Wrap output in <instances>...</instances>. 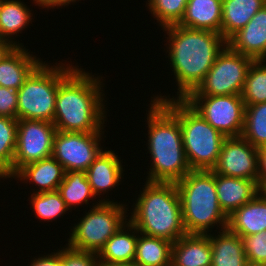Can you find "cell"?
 Masks as SVG:
<instances>
[{"mask_svg": "<svg viewBox=\"0 0 266 266\" xmlns=\"http://www.w3.org/2000/svg\"><path fill=\"white\" fill-rule=\"evenodd\" d=\"M172 242L138 232L133 263L141 266H171Z\"/></svg>", "mask_w": 266, "mask_h": 266, "instance_id": "26", "label": "cell"}, {"mask_svg": "<svg viewBox=\"0 0 266 266\" xmlns=\"http://www.w3.org/2000/svg\"><path fill=\"white\" fill-rule=\"evenodd\" d=\"M17 90L0 86V116L17 119Z\"/></svg>", "mask_w": 266, "mask_h": 266, "instance_id": "35", "label": "cell"}, {"mask_svg": "<svg viewBox=\"0 0 266 266\" xmlns=\"http://www.w3.org/2000/svg\"><path fill=\"white\" fill-rule=\"evenodd\" d=\"M146 6L161 28L178 24L184 16L188 0H147Z\"/></svg>", "mask_w": 266, "mask_h": 266, "instance_id": "32", "label": "cell"}, {"mask_svg": "<svg viewBox=\"0 0 266 266\" xmlns=\"http://www.w3.org/2000/svg\"><path fill=\"white\" fill-rule=\"evenodd\" d=\"M227 228L240 237L266 230V193L260 191L252 200L228 216Z\"/></svg>", "mask_w": 266, "mask_h": 266, "instance_id": "19", "label": "cell"}, {"mask_svg": "<svg viewBox=\"0 0 266 266\" xmlns=\"http://www.w3.org/2000/svg\"><path fill=\"white\" fill-rule=\"evenodd\" d=\"M58 191L70 212L72 209L74 210V207L82 204L88 205L89 200L97 198L92 191L85 171L66 172Z\"/></svg>", "mask_w": 266, "mask_h": 266, "instance_id": "27", "label": "cell"}, {"mask_svg": "<svg viewBox=\"0 0 266 266\" xmlns=\"http://www.w3.org/2000/svg\"><path fill=\"white\" fill-rule=\"evenodd\" d=\"M34 2V4H36L35 6H39V7H43L44 8H47V9H55V7L59 8L62 6L66 7L68 6L69 4L71 5V3H74L77 1V0H32ZM79 1V0H78Z\"/></svg>", "mask_w": 266, "mask_h": 266, "instance_id": "38", "label": "cell"}, {"mask_svg": "<svg viewBox=\"0 0 266 266\" xmlns=\"http://www.w3.org/2000/svg\"><path fill=\"white\" fill-rule=\"evenodd\" d=\"M253 61L251 57L237 53L226 45L216 57L203 81L189 95L241 94Z\"/></svg>", "mask_w": 266, "mask_h": 266, "instance_id": "9", "label": "cell"}, {"mask_svg": "<svg viewBox=\"0 0 266 266\" xmlns=\"http://www.w3.org/2000/svg\"><path fill=\"white\" fill-rule=\"evenodd\" d=\"M60 248L62 266H101L95 253L76 250L67 245Z\"/></svg>", "mask_w": 266, "mask_h": 266, "instance_id": "34", "label": "cell"}, {"mask_svg": "<svg viewBox=\"0 0 266 266\" xmlns=\"http://www.w3.org/2000/svg\"><path fill=\"white\" fill-rule=\"evenodd\" d=\"M176 187L187 234L207 235L214 226L227 228L228 217L220 208L212 170H191Z\"/></svg>", "mask_w": 266, "mask_h": 266, "instance_id": "5", "label": "cell"}, {"mask_svg": "<svg viewBox=\"0 0 266 266\" xmlns=\"http://www.w3.org/2000/svg\"><path fill=\"white\" fill-rule=\"evenodd\" d=\"M222 0H188L178 25L221 34Z\"/></svg>", "mask_w": 266, "mask_h": 266, "instance_id": "22", "label": "cell"}, {"mask_svg": "<svg viewBox=\"0 0 266 266\" xmlns=\"http://www.w3.org/2000/svg\"><path fill=\"white\" fill-rule=\"evenodd\" d=\"M208 235L186 234L172 243L171 266H211Z\"/></svg>", "mask_w": 266, "mask_h": 266, "instance_id": "21", "label": "cell"}, {"mask_svg": "<svg viewBox=\"0 0 266 266\" xmlns=\"http://www.w3.org/2000/svg\"><path fill=\"white\" fill-rule=\"evenodd\" d=\"M15 47L11 42L0 38V61Z\"/></svg>", "mask_w": 266, "mask_h": 266, "instance_id": "39", "label": "cell"}, {"mask_svg": "<svg viewBox=\"0 0 266 266\" xmlns=\"http://www.w3.org/2000/svg\"><path fill=\"white\" fill-rule=\"evenodd\" d=\"M207 235L212 248L211 266H247L243 241L239 235L228 228L220 230L217 235Z\"/></svg>", "mask_w": 266, "mask_h": 266, "instance_id": "23", "label": "cell"}, {"mask_svg": "<svg viewBox=\"0 0 266 266\" xmlns=\"http://www.w3.org/2000/svg\"><path fill=\"white\" fill-rule=\"evenodd\" d=\"M21 0H1L0 2V38L5 39L15 46H24L23 43L14 41L24 29L32 24V10ZM20 32V33H19ZM18 33V34H17ZM15 38H12L14 37Z\"/></svg>", "mask_w": 266, "mask_h": 266, "instance_id": "25", "label": "cell"}, {"mask_svg": "<svg viewBox=\"0 0 266 266\" xmlns=\"http://www.w3.org/2000/svg\"><path fill=\"white\" fill-rule=\"evenodd\" d=\"M247 266H266V264H252V263H248Z\"/></svg>", "mask_w": 266, "mask_h": 266, "instance_id": "40", "label": "cell"}, {"mask_svg": "<svg viewBox=\"0 0 266 266\" xmlns=\"http://www.w3.org/2000/svg\"><path fill=\"white\" fill-rule=\"evenodd\" d=\"M215 184L220 208L227 217L261 191L259 185L253 180L228 177L216 173Z\"/></svg>", "mask_w": 266, "mask_h": 266, "instance_id": "16", "label": "cell"}, {"mask_svg": "<svg viewBox=\"0 0 266 266\" xmlns=\"http://www.w3.org/2000/svg\"><path fill=\"white\" fill-rule=\"evenodd\" d=\"M184 100L226 138L242 135L245 104L241 94L188 95Z\"/></svg>", "mask_w": 266, "mask_h": 266, "instance_id": "10", "label": "cell"}, {"mask_svg": "<svg viewBox=\"0 0 266 266\" xmlns=\"http://www.w3.org/2000/svg\"><path fill=\"white\" fill-rule=\"evenodd\" d=\"M105 132L56 131L52 157L69 171H86L104 150L101 141Z\"/></svg>", "mask_w": 266, "mask_h": 266, "instance_id": "11", "label": "cell"}, {"mask_svg": "<svg viewBox=\"0 0 266 266\" xmlns=\"http://www.w3.org/2000/svg\"><path fill=\"white\" fill-rule=\"evenodd\" d=\"M56 131L49 121L18 120L13 176L23 166L52 156Z\"/></svg>", "mask_w": 266, "mask_h": 266, "instance_id": "12", "label": "cell"}, {"mask_svg": "<svg viewBox=\"0 0 266 266\" xmlns=\"http://www.w3.org/2000/svg\"><path fill=\"white\" fill-rule=\"evenodd\" d=\"M143 184L128 221L139 233L172 243L186 235L176 183L145 181Z\"/></svg>", "mask_w": 266, "mask_h": 266, "instance_id": "4", "label": "cell"}, {"mask_svg": "<svg viewBox=\"0 0 266 266\" xmlns=\"http://www.w3.org/2000/svg\"><path fill=\"white\" fill-rule=\"evenodd\" d=\"M101 78L76 66L59 83L53 119L57 131L105 132L107 111Z\"/></svg>", "mask_w": 266, "mask_h": 266, "instance_id": "2", "label": "cell"}, {"mask_svg": "<svg viewBox=\"0 0 266 266\" xmlns=\"http://www.w3.org/2000/svg\"><path fill=\"white\" fill-rule=\"evenodd\" d=\"M121 162L114 151L104 149L85 171L95 196L100 198L120 185L125 172Z\"/></svg>", "mask_w": 266, "mask_h": 266, "instance_id": "15", "label": "cell"}, {"mask_svg": "<svg viewBox=\"0 0 266 266\" xmlns=\"http://www.w3.org/2000/svg\"><path fill=\"white\" fill-rule=\"evenodd\" d=\"M241 97L245 105L266 102V64L264 61L254 60L251 63Z\"/></svg>", "mask_w": 266, "mask_h": 266, "instance_id": "31", "label": "cell"}, {"mask_svg": "<svg viewBox=\"0 0 266 266\" xmlns=\"http://www.w3.org/2000/svg\"><path fill=\"white\" fill-rule=\"evenodd\" d=\"M259 187L261 191L266 188V146L259 149Z\"/></svg>", "mask_w": 266, "mask_h": 266, "instance_id": "37", "label": "cell"}, {"mask_svg": "<svg viewBox=\"0 0 266 266\" xmlns=\"http://www.w3.org/2000/svg\"><path fill=\"white\" fill-rule=\"evenodd\" d=\"M18 119L0 116V177H13Z\"/></svg>", "mask_w": 266, "mask_h": 266, "instance_id": "28", "label": "cell"}, {"mask_svg": "<svg viewBox=\"0 0 266 266\" xmlns=\"http://www.w3.org/2000/svg\"><path fill=\"white\" fill-rule=\"evenodd\" d=\"M241 238L247 262L266 264V230Z\"/></svg>", "mask_w": 266, "mask_h": 266, "instance_id": "33", "label": "cell"}, {"mask_svg": "<svg viewBox=\"0 0 266 266\" xmlns=\"http://www.w3.org/2000/svg\"><path fill=\"white\" fill-rule=\"evenodd\" d=\"M108 198L97 199L67 239L68 247L98 254L105 243L128 221V205ZM115 201V202H114ZM126 206V207H125ZM127 214V215H126Z\"/></svg>", "mask_w": 266, "mask_h": 266, "instance_id": "8", "label": "cell"}, {"mask_svg": "<svg viewBox=\"0 0 266 266\" xmlns=\"http://www.w3.org/2000/svg\"><path fill=\"white\" fill-rule=\"evenodd\" d=\"M29 199H31L29 200L30 205L35 213L34 217L39 218L40 221L52 222V220H57L67 211H70L58 190L32 193Z\"/></svg>", "mask_w": 266, "mask_h": 266, "instance_id": "30", "label": "cell"}, {"mask_svg": "<svg viewBox=\"0 0 266 266\" xmlns=\"http://www.w3.org/2000/svg\"><path fill=\"white\" fill-rule=\"evenodd\" d=\"M57 251V252H56ZM32 262L29 266H62L61 263V250H55V252H51L50 254L43 255L38 258H32Z\"/></svg>", "mask_w": 266, "mask_h": 266, "instance_id": "36", "label": "cell"}, {"mask_svg": "<svg viewBox=\"0 0 266 266\" xmlns=\"http://www.w3.org/2000/svg\"><path fill=\"white\" fill-rule=\"evenodd\" d=\"M42 62L17 90V119L53 123L59 83L76 67L72 64Z\"/></svg>", "mask_w": 266, "mask_h": 266, "instance_id": "7", "label": "cell"}, {"mask_svg": "<svg viewBox=\"0 0 266 266\" xmlns=\"http://www.w3.org/2000/svg\"><path fill=\"white\" fill-rule=\"evenodd\" d=\"M266 0H222L221 35L228 41L244 28Z\"/></svg>", "mask_w": 266, "mask_h": 266, "instance_id": "24", "label": "cell"}, {"mask_svg": "<svg viewBox=\"0 0 266 266\" xmlns=\"http://www.w3.org/2000/svg\"><path fill=\"white\" fill-rule=\"evenodd\" d=\"M227 45L254 60L266 59V5L227 41Z\"/></svg>", "mask_w": 266, "mask_h": 266, "instance_id": "14", "label": "cell"}, {"mask_svg": "<svg viewBox=\"0 0 266 266\" xmlns=\"http://www.w3.org/2000/svg\"><path fill=\"white\" fill-rule=\"evenodd\" d=\"M153 100L163 102L177 117L182 130L183 146L191 170H212L218 161L226 137L211 126L184 99L153 94Z\"/></svg>", "mask_w": 266, "mask_h": 266, "instance_id": "6", "label": "cell"}, {"mask_svg": "<svg viewBox=\"0 0 266 266\" xmlns=\"http://www.w3.org/2000/svg\"><path fill=\"white\" fill-rule=\"evenodd\" d=\"M138 240L137 229L127 221L97 254L101 266H122L133 263Z\"/></svg>", "mask_w": 266, "mask_h": 266, "instance_id": "18", "label": "cell"}, {"mask_svg": "<svg viewBox=\"0 0 266 266\" xmlns=\"http://www.w3.org/2000/svg\"><path fill=\"white\" fill-rule=\"evenodd\" d=\"M150 102L146 119L151 164L146 181L176 183L191 171L184 152L180 123L163 102L153 99Z\"/></svg>", "mask_w": 266, "mask_h": 266, "instance_id": "3", "label": "cell"}, {"mask_svg": "<svg viewBox=\"0 0 266 266\" xmlns=\"http://www.w3.org/2000/svg\"><path fill=\"white\" fill-rule=\"evenodd\" d=\"M65 173L64 167L51 156L23 166L12 178L34 184L37 189L33 193H42L58 190Z\"/></svg>", "mask_w": 266, "mask_h": 266, "instance_id": "20", "label": "cell"}, {"mask_svg": "<svg viewBox=\"0 0 266 266\" xmlns=\"http://www.w3.org/2000/svg\"><path fill=\"white\" fill-rule=\"evenodd\" d=\"M161 30L168 36L166 53L177 83V96L173 99H185L203 81L227 41L220 33L178 24Z\"/></svg>", "mask_w": 266, "mask_h": 266, "instance_id": "1", "label": "cell"}, {"mask_svg": "<svg viewBox=\"0 0 266 266\" xmlns=\"http://www.w3.org/2000/svg\"><path fill=\"white\" fill-rule=\"evenodd\" d=\"M122 266H141V265H138V264H135V263H129L127 265H122Z\"/></svg>", "mask_w": 266, "mask_h": 266, "instance_id": "41", "label": "cell"}, {"mask_svg": "<svg viewBox=\"0 0 266 266\" xmlns=\"http://www.w3.org/2000/svg\"><path fill=\"white\" fill-rule=\"evenodd\" d=\"M24 46H15L0 61V86L18 90L30 74L42 63Z\"/></svg>", "mask_w": 266, "mask_h": 266, "instance_id": "17", "label": "cell"}, {"mask_svg": "<svg viewBox=\"0 0 266 266\" xmlns=\"http://www.w3.org/2000/svg\"><path fill=\"white\" fill-rule=\"evenodd\" d=\"M241 136L258 149L266 146V102L245 105Z\"/></svg>", "mask_w": 266, "mask_h": 266, "instance_id": "29", "label": "cell"}, {"mask_svg": "<svg viewBox=\"0 0 266 266\" xmlns=\"http://www.w3.org/2000/svg\"><path fill=\"white\" fill-rule=\"evenodd\" d=\"M212 171L223 176L253 180L259 185V149L242 136L226 138Z\"/></svg>", "mask_w": 266, "mask_h": 266, "instance_id": "13", "label": "cell"}]
</instances>
